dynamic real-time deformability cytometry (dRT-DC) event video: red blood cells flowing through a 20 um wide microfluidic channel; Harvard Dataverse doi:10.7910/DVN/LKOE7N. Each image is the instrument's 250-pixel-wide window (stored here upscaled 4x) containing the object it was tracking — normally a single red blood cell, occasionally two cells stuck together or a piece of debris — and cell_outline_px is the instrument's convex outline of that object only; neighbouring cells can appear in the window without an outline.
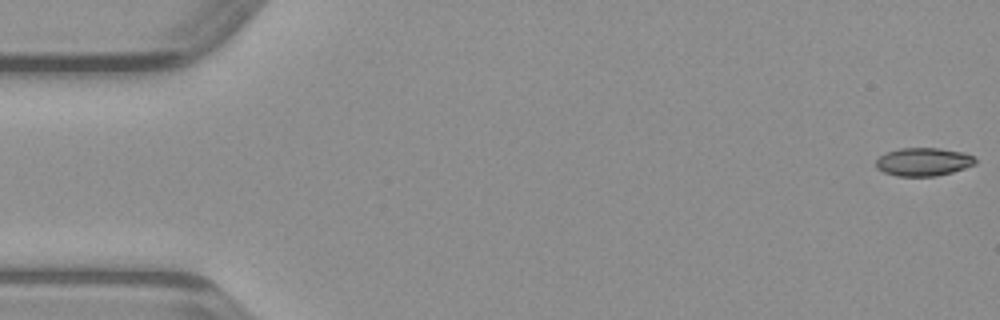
{"species": "common noctule bat (a hibernating species)", "species_latin": "Nyctalus noctula", "temperature_condition": "warm", "stored_images_in_passage": 48, "camera_frame_rate_fps": 3000, "um_per_image_px": 0.085, "animal": {"sex": "male", "body_mass_g": 23.1, "forearm_length_mm": 52.7}, "frame": {"image": 1, "passage_image": 1, "time_ms": 0.0, "image_size_px": [1000, 320], "cell_outline_px": [[976, 164], [952, 172], [936, 176], [896, 176], [884, 172], [876, 168], [876, 160], [880, 156], [888, 152], [900, 148], [940, 148], [964, 152], [972, 156], [976, 160]], "centroid_in_image_um": [78.49, 13.75], "position_along_channel_um": 6.5, "area_um2": 16.3}}
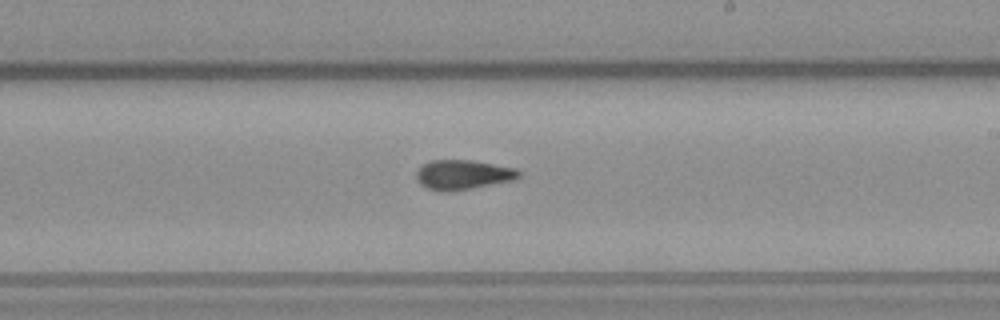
{"frame": {"image": 2, "passage_image": 28, "time_ms": 9.0, "image_size_px": [1000, 320], "cell_outline_px": [[524, 172], [520, 176], [512, 180], [468, 188], [428, 188], [420, 184], [416, 176], [416, 172], [420, 164], [432, 160], [472, 160], [516, 168]], "centroid_in_image_um": [39.38, 14.78], "position_along_channel_um": 249.6, "area_um2": 16.99}}
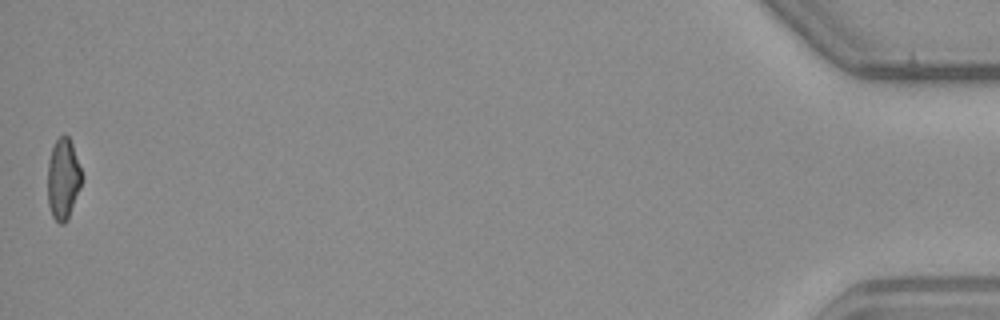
{"frame": {"image": 3, "passage_image": 48, "time_ms": 15.667, "image_size_px": [1000, 320], "cell_outline_px": [[84, 176], [80, 188], [68, 216], [64, 224], [60, 224], [52, 216], [48, 204], [48, 160], [52, 148], [56, 140], [64, 132], [68, 136], [72, 144]], "centroid_in_image_um": [5.37, 15.17], "position_along_channel_um": 429.8, "area_um2": 16.13}}